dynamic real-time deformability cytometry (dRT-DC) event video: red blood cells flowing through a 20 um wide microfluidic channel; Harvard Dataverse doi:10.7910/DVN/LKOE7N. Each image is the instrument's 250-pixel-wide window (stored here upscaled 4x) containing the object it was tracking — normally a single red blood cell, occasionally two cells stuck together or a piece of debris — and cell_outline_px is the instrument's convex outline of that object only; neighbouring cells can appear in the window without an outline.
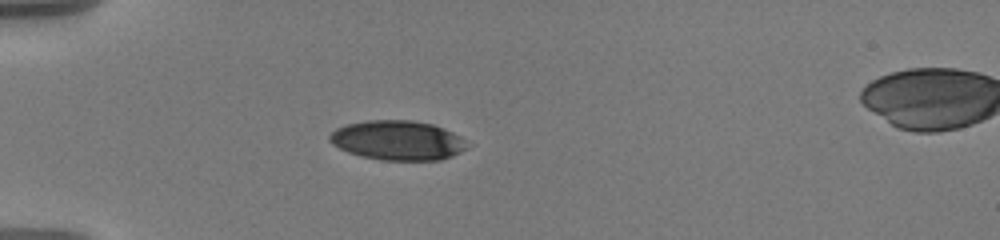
{"species": "human", "species_latin": "Homo sapiens", "temperature_condition": "warm", "stored_images_in_passage": 34, "camera_frame_rate_fps": 3000, "um_per_image_px": 0.085, "donor": {"sex": "male"}, "frame": {"image": 1, "passage_image": 1, "time_ms": 0.0, "image_size_px": [1000, 240], "cell_outline_px": [[472, 144], [468, 148], [452, 156], [440, 160], [380, 160], [360, 156], [348, 152], [332, 144], [328, 140], [328, 136], [336, 128], [348, 124], [368, 120], [412, 120], [432, 124], [444, 128], [460, 136]], "centroid_in_image_um": [33.83, 11.93], "position_along_channel_um": 51.2, "area_um2": 31.96}}
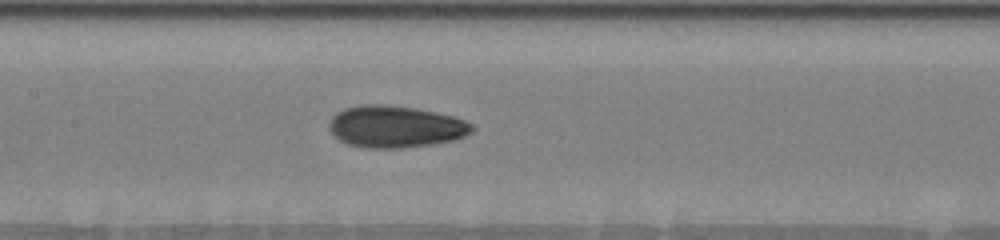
{"frame": {"image": 2, "passage_image": 14, "time_ms": 4.0, "image_size_px": [1000, 240], "cell_outline_px": [[476, 128], [472, 132], [464, 136], [452, 140], [432, 144], [400, 148], [368, 148], [348, 144], [340, 140], [328, 128], [328, 124], [332, 116], [336, 112], [344, 108], [360, 104], [388, 104], [416, 108], [436, 112], [452, 116], [464, 120], [472, 124]], "centroid_in_image_um": [33.6, 10.75], "position_along_channel_um": 173.8, "area_um2": 35.03}}
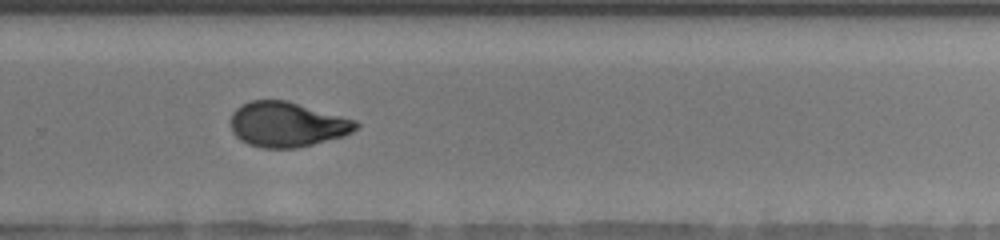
{"frame": {"image": 3, "passage_image": 28, "time_ms": 7.667, "image_size_px": [1000, 240], "cell_outline_px": [[360, 124], [352, 132], [344, 136], [296, 148], [260, 148], [248, 144], [240, 140], [232, 132], [232, 112], [240, 104], [248, 100], [288, 100], [356, 120]], "centroid_in_image_um": [24.39, 10.57], "position_along_channel_um": 305.4, "area_um2": 33.0}}